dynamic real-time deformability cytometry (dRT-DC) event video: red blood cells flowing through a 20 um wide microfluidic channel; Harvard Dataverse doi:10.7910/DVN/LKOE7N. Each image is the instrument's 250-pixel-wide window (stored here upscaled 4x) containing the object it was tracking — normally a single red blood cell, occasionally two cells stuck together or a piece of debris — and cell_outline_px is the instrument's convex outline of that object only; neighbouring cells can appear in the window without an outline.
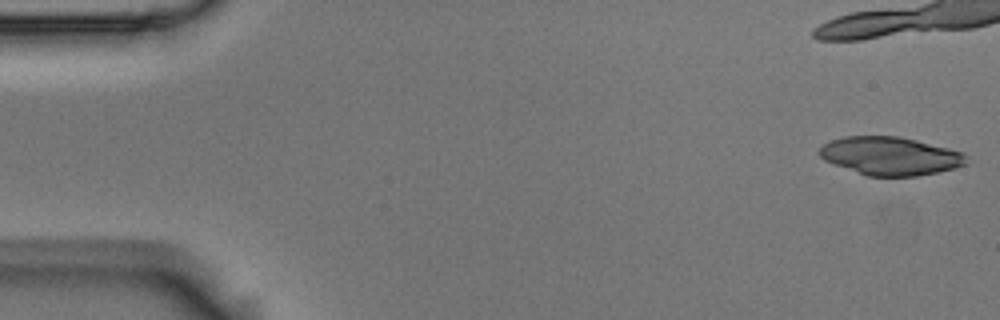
{"species": "Egyptian fruit bat (a non-hibernating species)", "species_latin": "Rousettus aegyptiacus", "temperature_condition": "room temperature", "stored_images_in_passage": 6, "camera_frame_rate_fps": 3000, "um_per_image_px": 0.085, "animal": {"sex": "male"}, "frame": {"image": 1, "passage_image": 1, "time_ms": 0.0, "image_size_px": [1000, 320], "cell_outline_px": [[968, 164], [956, 168], [916, 176], [868, 176], [824, 160], [820, 156], [820, 148], [824, 144], [832, 140], [844, 136], [896, 136], [916, 140], [964, 152], [968, 156]], "centroid_in_image_um": [75.73, 13.26], "position_along_channel_um": 9.3, "area_um2": 32.6}}